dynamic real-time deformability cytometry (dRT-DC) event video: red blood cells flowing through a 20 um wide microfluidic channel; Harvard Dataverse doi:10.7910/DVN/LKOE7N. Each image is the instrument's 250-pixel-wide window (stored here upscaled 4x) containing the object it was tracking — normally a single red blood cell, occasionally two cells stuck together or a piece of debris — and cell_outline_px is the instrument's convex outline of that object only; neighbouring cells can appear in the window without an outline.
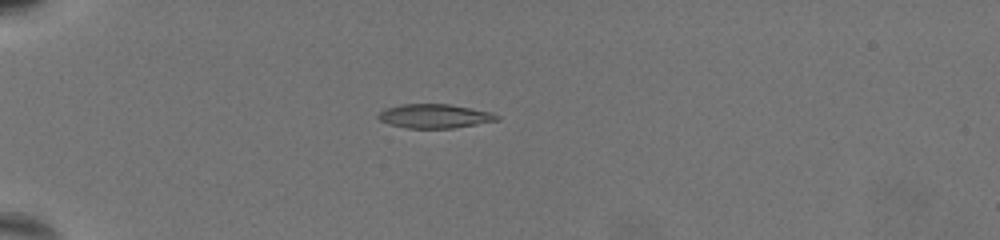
{"species": "common noctule bat (a hibernating species)", "species_latin": "Nyctalus noctula", "temperature_condition": "warm", "stored_images_in_passage": 48, "camera_frame_rate_fps": 3000, "um_per_image_px": 0.085, "animal": {"sex": "female", "body_mass_g": 19.5, "forearm_length_mm": 54.1}, "frame": {"image": 1, "passage_image": 1, "time_ms": 0.0, "image_size_px": [1000, 240], "cell_outline_px": [[500, 120], [452, 128], [408, 128], [388, 124], [380, 120], [376, 116], [380, 112], [388, 108], [404, 104], [448, 104], [492, 112], [500, 116]], "centroid_in_image_um": [36.96, 9.87], "position_along_channel_um": 48.0, "area_um2": 16.47}}
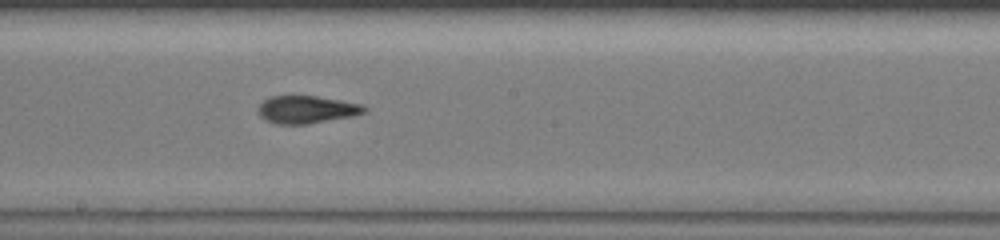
{"frame": {"image": 2, "passage_image": 21, "time_ms": 6.667, "image_size_px": [1000, 240], "cell_outline_px": [[368, 108], [364, 112], [352, 116], [308, 124], [276, 124], [264, 120], [260, 116], [260, 104], [264, 100], [272, 96], [316, 96], [340, 100], [360, 104]], "centroid_in_image_um": [26.06, 9.32], "position_along_channel_um": 222.1, "area_um2": 16.88}}
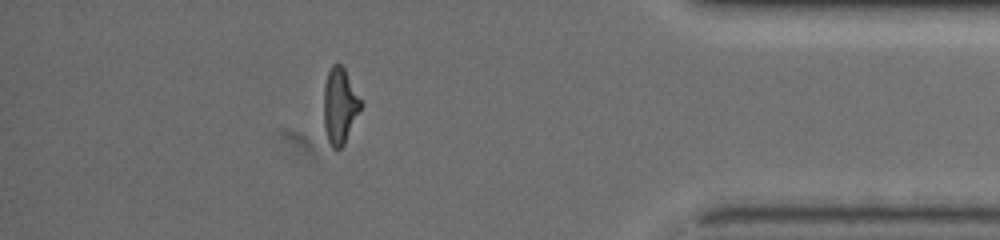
{"frame": {"image": 3, "passage_image": 41, "time_ms": 13.333, "image_size_px": [1000, 240], "cell_outline_px": [[364, 104], [344, 144], [340, 148], [332, 148], [328, 140], [324, 128], [324, 84], [328, 72], [332, 64], [340, 64], [344, 68]], "centroid_in_image_um": [28.9, 8.99], "position_along_channel_um": 406.3, "area_um2": 16.47}, "authors_computed_cell_mechanics": {"area_um2": 16.8198, "velocity_mm_per_s": 3.2014, "shape_relaxation_time_tau1_ms": 8.8037, "shape_relaxation_time_tau2_ms": 1.9009, "deformation_change_tau1": 0.2549, "deformation_change_tau2": 0.0809}}